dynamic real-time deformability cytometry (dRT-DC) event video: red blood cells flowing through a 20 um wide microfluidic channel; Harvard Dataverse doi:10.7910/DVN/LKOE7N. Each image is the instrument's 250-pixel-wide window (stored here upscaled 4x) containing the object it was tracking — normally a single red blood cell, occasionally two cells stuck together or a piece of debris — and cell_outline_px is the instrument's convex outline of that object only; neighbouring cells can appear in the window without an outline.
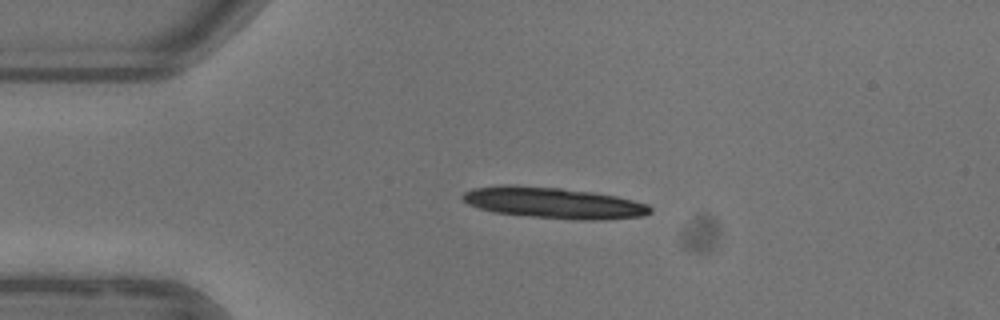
{"species": "common noctule bat (a hibernating species)", "species_latin": "Nyctalus noctula", "temperature_condition": "warm", "stored_images_in_passage": 41, "camera_frame_rate_fps": 3000, "um_per_image_px": 0.085, "animal": {"sex": "female"}, "frame": {"image": 1, "passage_image": 1, "time_ms": 0.0, "image_size_px": [1000, 320], "cell_outline_px": [[652, 212], [644, 216], [600, 220], [576, 220], [532, 216], [496, 212], [480, 208], [468, 204], [460, 200], [460, 196], [464, 192], [472, 188], [504, 184], [508, 184], [560, 188], [592, 192], [616, 196], [648, 204], [652, 208]], "centroid_in_image_um": [47.04, 17.23], "position_along_channel_um": 38.0, "area_um2": 34.04}, "authors_computed_cell_mechanics": {"area_um2": 21.5016, "velocity_mm_per_s": 3.9274, "shape_relaxation_time_tau1_ms": 4.0394, "shape_relaxation_time_tau2_ms": null, "deformation_change_tau1": 0.1474, "deformation_change_tau2": null}}